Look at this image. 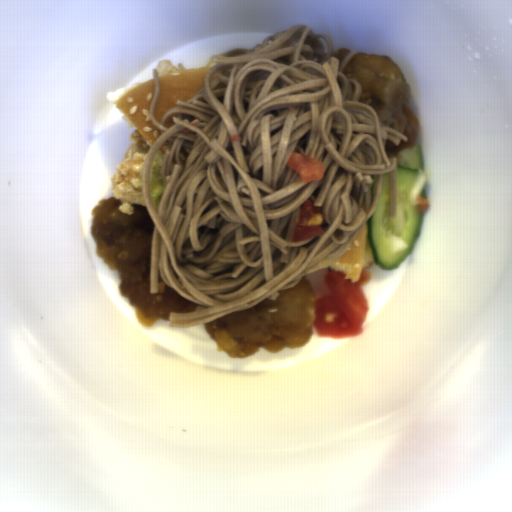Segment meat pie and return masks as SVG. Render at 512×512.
<instances>
[{"instance_id":"obj_1","label":"meat pie","mask_w":512,"mask_h":512,"mask_svg":"<svg viewBox=\"0 0 512 512\" xmlns=\"http://www.w3.org/2000/svg\"><path fill=\"white\" fill-rule=\"evenodd\" d=\"M130 145L123 160L119 162L110 178L112 187L110 197L121 200L119 211L133 214L134 204L146 206L144 202L143 169L144 160L151 150V145L135 127L129 135ZM147 207V206H146Z\"/></svg>"},{"instance_id":"obj_2","label":"meat pie","mask_w":512,"mask_h":512,"mask_svg":"<svg viewBox=\"0 0 512 512\" xmlns=\"http://www.w3.org/2000/svg\"><path fill=\"white\" fill-rule=\"evenodd\" d=\"M155 69L158 70V77L171 71L186 70L182 62L174 64L172 61L165 59L159 60L155 66Z\"/></svg>"}]
</instances>
